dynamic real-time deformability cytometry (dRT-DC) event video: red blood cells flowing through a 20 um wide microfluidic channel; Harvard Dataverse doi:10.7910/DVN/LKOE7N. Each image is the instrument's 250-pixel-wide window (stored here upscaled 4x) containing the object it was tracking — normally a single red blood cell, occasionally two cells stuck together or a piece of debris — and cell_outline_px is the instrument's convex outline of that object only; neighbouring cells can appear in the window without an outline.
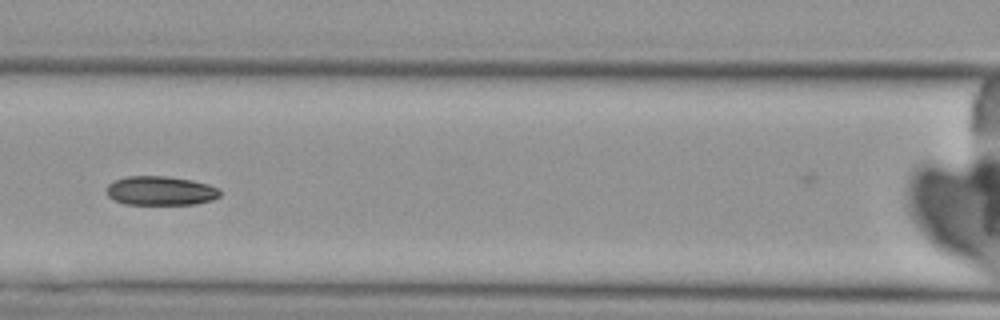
{"species": "Egyptian fruit bat (a non-hibernating species)", "species_latin": "Rousettus aegyptiacus", "temperature_condition": "cold", "stored_images_in_passage": 5, "camera_frame_rate_fps": 3000, "um_per_image_px": 0.085, "animal": {"sex": "female"}, "frame": {"image": 1, "passage_image": 5, "time_ms": 4.667, "image_size_px": [1000, 320], "cell_outline_px": [[220, 196], [212, 200], [196, 204], [124, 204], [108, 196], [104, 188], [108, 184], [116, 180], [128, 176], [168, 176], [192, 180], [208, 184], [220, 188]], "centroid_in_image_um": [13.65, 16.21], "position_along_channel_um": 152.9, "area_um2": 19.36}}